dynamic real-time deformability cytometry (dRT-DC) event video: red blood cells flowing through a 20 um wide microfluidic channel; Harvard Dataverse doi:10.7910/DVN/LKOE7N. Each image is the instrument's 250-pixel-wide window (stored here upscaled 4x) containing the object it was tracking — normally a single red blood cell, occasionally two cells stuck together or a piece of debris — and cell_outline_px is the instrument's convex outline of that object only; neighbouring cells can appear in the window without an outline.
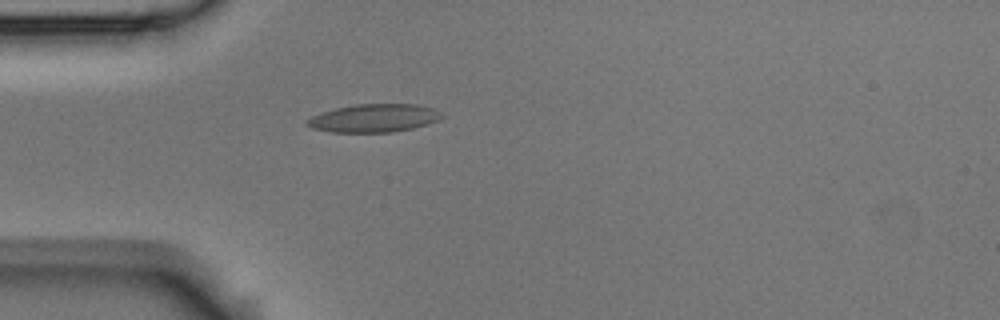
{"species": "Egyptian fruit bat (a non-hibernating species)", "species_latin": "Rousettus aegyptiacus", "temperature_condition": "room temperature", "stored_images_in_passage": 1, "camera_frame_rate_fps": 3000, "um_per_image_px": 0.085, "animal": {"sex": "male"}, "frame": {"image": 1, "passage_image": 1, "time_ms": 0.0, "image_size_px": [1000, 320], "cell_outline_px": [[444, 116], [440, 120], [412, 128], [392, 132], [332, 132], [312, 128], [304, 124], [304, 120], [312, 116], [336, 108], [356, 104], [416, 104], [432, 108]], "centroid_in_image_um": [31.76, 10.04], "position_along_channel_um": 53.2, "area_um2": 21.96}}